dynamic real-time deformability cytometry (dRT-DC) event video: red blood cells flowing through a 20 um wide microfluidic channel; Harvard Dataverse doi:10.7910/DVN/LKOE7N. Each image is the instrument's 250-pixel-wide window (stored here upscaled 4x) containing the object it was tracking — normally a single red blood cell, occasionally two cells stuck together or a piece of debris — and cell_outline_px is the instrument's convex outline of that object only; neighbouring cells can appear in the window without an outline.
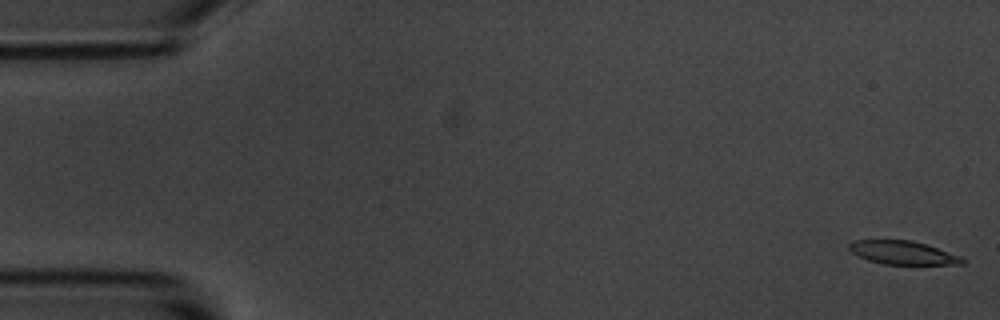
{"species": "common noctule bat (a hibernating species)", "species_latin": "Nyctalus noctula", "temperature_condition": "room temperature", "stored_images_in_passage": 56, "camera_frame_rate_fps": 3000, "um_per_image_px": 0.085, "animal": {"sex": "male", "body_mass_g": 20.1, "forearm_length_mm": 53.5}, "frame": {"image": 1, "passage_image": 1, "time_ms": 0.0, "image_size_px": [1000, 320], "cell_outline_px": [[964, 264], [884, 264], [868, 260], [852, 252], [848, 248], [848, 244], [856, 240], [912, 240], [960, 256], [964, 260]], "centroid_in_image_um": [76.71, 21.47], "position_along_channel_um": 8.3, "area_um2": 15.14}}
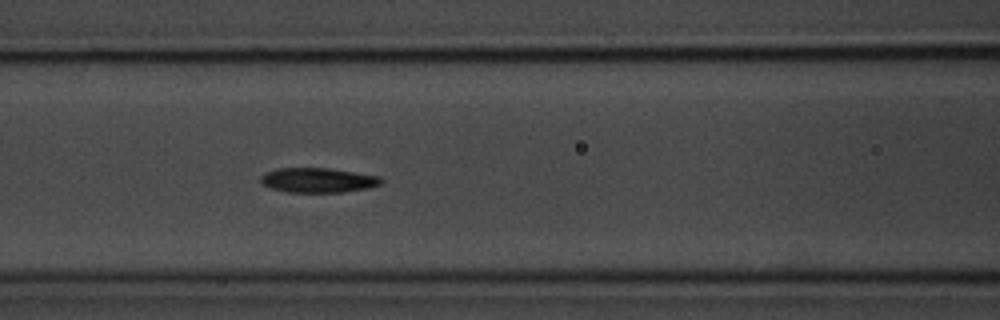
{"frame": {"image": 2, "passage_image": 23, "time_ms": 7.333, "image_size_px": [1000, 320], "cell_outline_px": [[384, 180], [380, 184], [368, 188], [344, 192], [288, 192], [272, 188], [264, 184], [260, 180], [260, 176], [264, 172], [276, 168], [328, 168], [380, 176]], "centroid_in_image_um": [27.03, 15.31], "position_along_channel_um": 139.6, "area_um2": 17.34}}
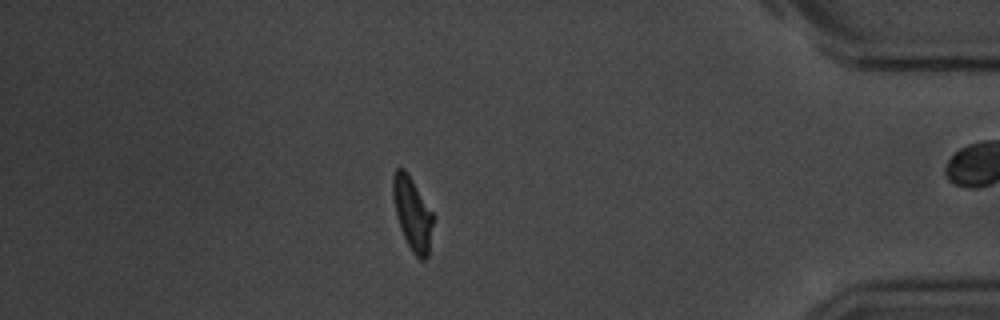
{"frame": {"image": 3, "passage_image": 48, "time_ms": 15.667, "image_size_px": [1000, 320], "cell_outline_px": [[436, 216], [428, 256], [424, 260], [420, 260], [412, 252], [400, 228], [396, 216], [392, 196], [392, 176], [396, 168], [404, 168], [408, 172]], "centroid_in_image_um": [35.08, 18.14], "position_along_channel_um": 400.1, "area_um2": 17.74}, "authors_computed_cell_mechanics": {"area_um2": 17.2822, "velocity_mm_per_s": 3.5983, "shape_relaxation_time_tau1_ms": 2.9733, "shape_relaxation_time_tau2_ms": 4.3569, "deformation_change_tau1": 0.1685, "deformation_change_tau2": 0.1243}}